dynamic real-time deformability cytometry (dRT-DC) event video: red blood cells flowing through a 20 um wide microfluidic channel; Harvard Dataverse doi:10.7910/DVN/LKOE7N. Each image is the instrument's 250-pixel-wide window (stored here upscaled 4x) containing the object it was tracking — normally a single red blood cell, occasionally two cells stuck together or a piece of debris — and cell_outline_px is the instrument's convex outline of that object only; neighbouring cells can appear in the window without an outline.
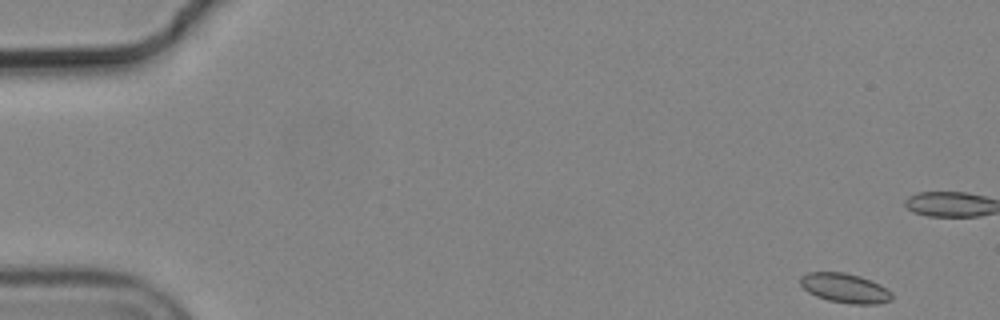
{"species": "common noctule bat (a hibernating species)", "species_latin": "Nyctalus noctula", "temperature_condition": "cold", "stored_images_in_passage": 13, "camera_frame_rate_fps": 3000, "um_per_image_px": 0.085, "animal": {"sex": "male", "body_mass_g": 19.2, "forearm_length_mm": 51.8}, "frame": {"image": 1, "passage_image": 1, "time_ms": 0.0, "image_size_px": [1000, 320], "cell_outline_px": [[892, 300], [876, 304], [852, 304], [828, 300], [816, 296], [808, 292], [800, 284], [800, 276], [808, 272], [844, 272], [860, 276], [880, 284], [892, 292]], "centroid_in_image_um": [71.82, 24.48], "position_along_channel_um": 13.2, "area_um2": 15.78}}
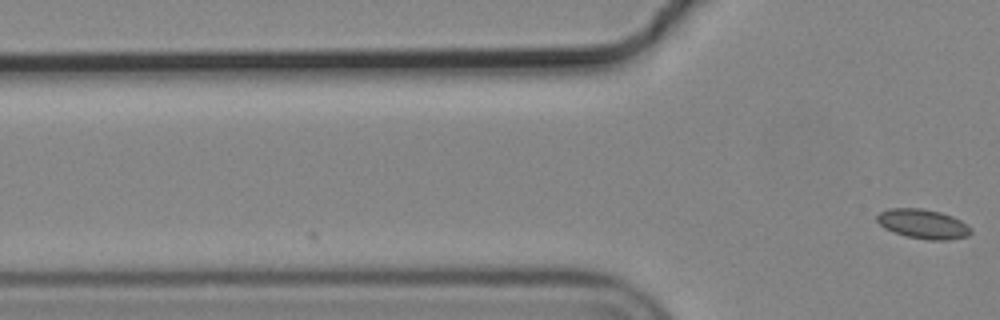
{"frame": {"image": 2, "passage_image": 13, "time_ms": 4.0, "image_size_px": [1000, 320], "cell_outline_px": [[972, 232], [968, 236], [948, 240], [928, 240], [908, 236], [892, 232], [884, 228], [876, 220], [876, 216], [880, 212], [888, 208], [920, 208], [940, 212], [952, 216], [968, 224], [972, 228]], "centroid_in_image_um": [78.47, 19.03], "position_along_channel_um": 47.3, "area_um2": 16.24}}